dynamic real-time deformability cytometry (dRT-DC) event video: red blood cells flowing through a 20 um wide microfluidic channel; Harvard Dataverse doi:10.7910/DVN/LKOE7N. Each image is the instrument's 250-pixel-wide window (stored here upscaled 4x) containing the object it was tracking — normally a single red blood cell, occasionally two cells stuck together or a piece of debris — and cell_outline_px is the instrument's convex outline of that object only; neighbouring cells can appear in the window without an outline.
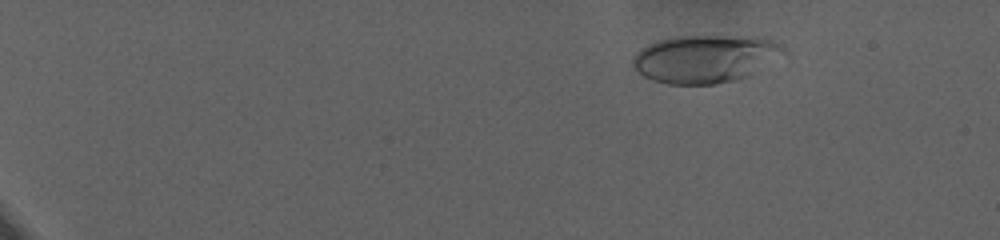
{"species": "human", "species_latin": "Homo sapiens", "temperature_condition": "warm", "stored_images_in_passage": 69, "camera_frame_rate_fps": 3000, "um_per_image_px": 0.085, "donor": {"sex": "female"}, "frame": {"image": 1, "passage_image": 14, "time_ms": 4.333, "image_size_px": [1000, 240], "cell_outline_px": [[788, 52], [752, 76], [740, 80], [716, 84], [668, 84], [652, 80], [644, 76], [632, 64], [632, 60], [636, 52], [648, 44], [660, 40], [676, 36], [756, 36], [772, 40], [780, 44]], "centroid_in_image_um": [60.02, 5.0], "position_along_channel_um": 25.0, "area_um2": 42.6}}
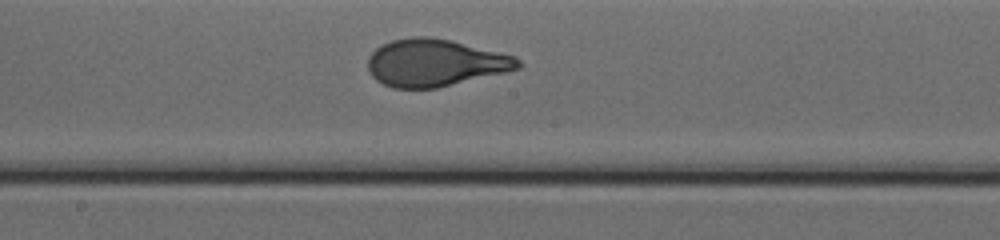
{"frame": {"image": 2, "passage_image": 50, "time_ms": 16.333, "image_size_px": [1000, 240], "cell_outline_px": [[524, 64], [520, 68], [504, 72], [436, 88], [392, 88], [376, 80], [372, 76], [368, 68], [368, 56], [376, 48], [392, 40], [412, 36], [428, 36], [452, 40], [516, 56]], "centroid_in_image_um": [36.98, 5.32], "position_along_channel_um": 211.2, "area_um2": 41.33}}
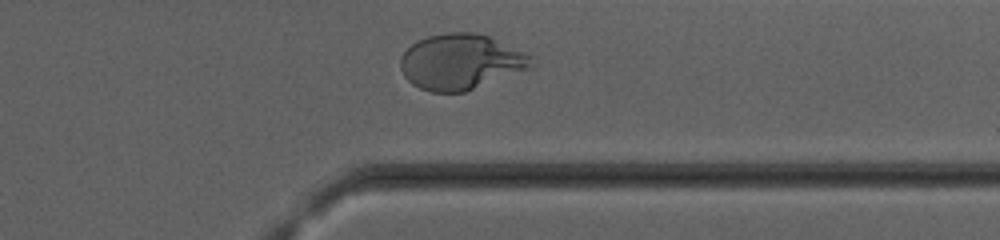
{"frame": {"image": 3, "passage_image": 67, "time_ms": 22.0, "image_size_px": [1000, 240], "cell_outline_px": [[536, 64], [532, 68], [464, 92], [432, 92], [420, 88], [412, 84], [404, 76], [400, 68], [400, 56], [412, 44], [428, 36], [448, 32], [476, 32], [488, 36], [524, 52], [532, 56]], "centroid_in_image_um": [39.18, 5.26], "position_along_channel_um": 372.2, "area_um2": 42.37}, "authors_computed_cell_mechanics": {"area_um2": 41.038, "velocity_mm_per_s": 2.8479, "shape_relaxation_time_tau1_ms": 5.5448, "shape_relaxation_time_tau2_ms": null, "deformation_change_tau1": 0.2369, "deformation_change_tau2": null}}